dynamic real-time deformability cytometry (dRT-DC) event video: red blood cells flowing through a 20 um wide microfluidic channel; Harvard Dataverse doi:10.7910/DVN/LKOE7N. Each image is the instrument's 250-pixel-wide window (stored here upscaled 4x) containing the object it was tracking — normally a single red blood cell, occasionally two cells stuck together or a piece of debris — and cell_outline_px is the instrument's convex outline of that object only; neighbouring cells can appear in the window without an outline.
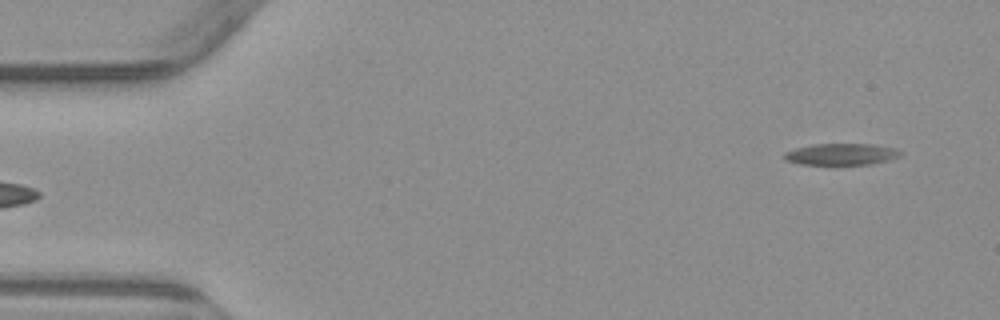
{"species": "common noctule bat (a hibernating species)", "species_latin": "Nyctalus noctula", "temperature_condition": "warm", "stored_images_in_passage": 5, "segment_of_instrument_passage": [2, 2], "camera_frame_rate_fps": 3000, "um_per_image_px": 0.085, "animal": {"sex": "male", "body_mass_g": 23.1, "forearm_length_mm": 52.7}, "frame": {"image": 1, "passage_image": 5, "time_ms": 5.667, "image_size_px": [1000, 320], "cell_outline_px": [[904, 152], [900, 156], [888, 160], [872, 164], [800, 164], [784, 160], [784, 152], [796, 148], [816, 144], [872, 144], [896, 148]], "centroid_in_image_um": [71.54, 13.1], "position_along_channel_um": 13.5, "area_um2": 14.57}}